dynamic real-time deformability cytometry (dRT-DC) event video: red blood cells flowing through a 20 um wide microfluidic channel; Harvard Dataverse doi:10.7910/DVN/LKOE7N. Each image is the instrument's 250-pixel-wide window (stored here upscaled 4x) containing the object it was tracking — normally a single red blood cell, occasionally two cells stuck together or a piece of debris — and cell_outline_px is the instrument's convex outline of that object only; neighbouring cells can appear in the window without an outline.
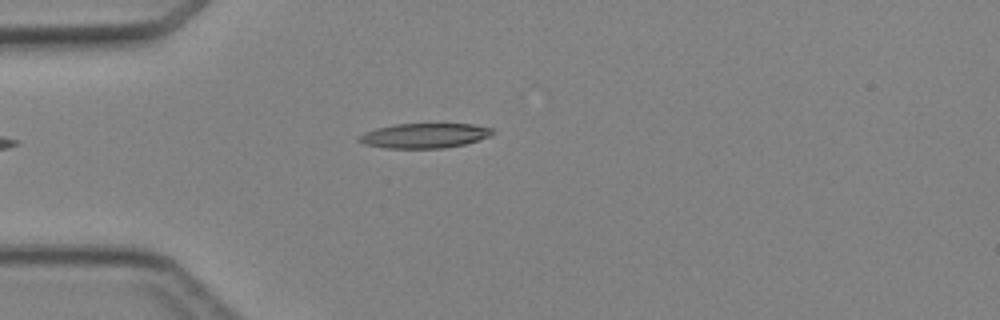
{"species": "Egyptian fruit bat (a non-hibernating species)", "species_latin": "Rousettus aegyptiacus", "temperature_condition": "cold", "stored_images_in_passage": 2, "camera_frame_rate_fps": 3000, "um_per_image_px": 0.085, "animal": {"sex": "female"}, "frame": {"image": 1, "passage_image": 2, "time_ms": 1.0, "image_size_px": [1000, 320], "cell_outline_px": [[496, 132], [492, 136], [464, 144], [444, 148], [388, 148], [364, 144], [356, 140], [356, 136], [364, 132], [376, 128], [396, 124], [472, 124], [492, 128]], "centroid_in_image_um": [36.07, 11.53], "position_along_channel_um": 48.9, "area_um2": 19.42}}